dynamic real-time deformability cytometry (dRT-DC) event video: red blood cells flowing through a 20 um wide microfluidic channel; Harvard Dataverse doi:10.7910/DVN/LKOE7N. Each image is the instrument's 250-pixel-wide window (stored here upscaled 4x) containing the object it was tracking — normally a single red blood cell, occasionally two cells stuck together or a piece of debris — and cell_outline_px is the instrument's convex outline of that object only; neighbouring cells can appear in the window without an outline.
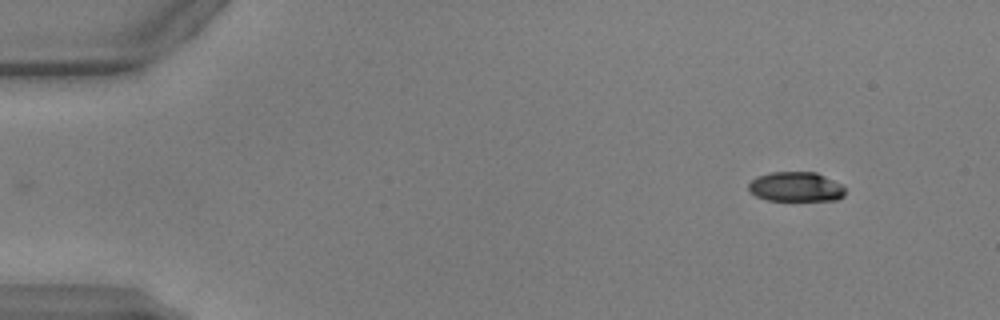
{"species": "common noctule bat (a hibernating species)", "species_latin": "Nyctalus noctula", "temperature_condition": "warm", "stored_images_in_passage": 48, "camera_frame_rate_fps": 3000, "um_per_image_px": 0.085, "animal": {"sex": "male", "body_mass_g": 17.9, "forearm_length_mm": 54.2}, "frame": {"image": 1, "passage_image": 1, "time_ms": 0.0, "image_size_px": [1000, 320], "cell_outline_px": [[844, 196], [836, 200], [768, 200], [756, 196], [748, 192], [748, 184], [756, 176], [768, 172], [816, 172], [840, 184], [844, 188]], "centroid_in_image_um": [67.59, 15.87], "position_along_channel_um": 17.4, "area_um2": 16.7}}
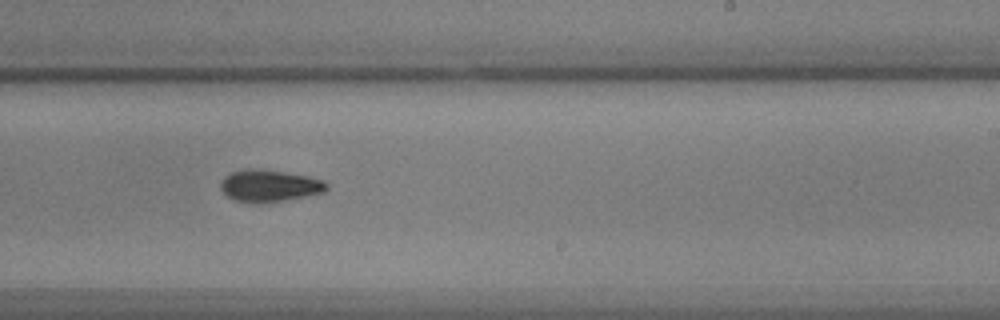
{"frame": {"image": 2, "passage_image": 28, "time_ms": 9.0, "image_size_px": [1000, 320], "cell_outline_px": [[328, 188], [324, 192], [284, 200], [260, 204], [256, 204], [236, 200], [228, 196], [220, 188], [220, 184], [224, 176], [232, 172], [252, 168], [284, 172], [308, 176], [324, 180], [328, 184]], "centroid_in_image_um": [22.9, 15.8], "position_along_channel_um": 266.1, "area_um2": 19.65}}
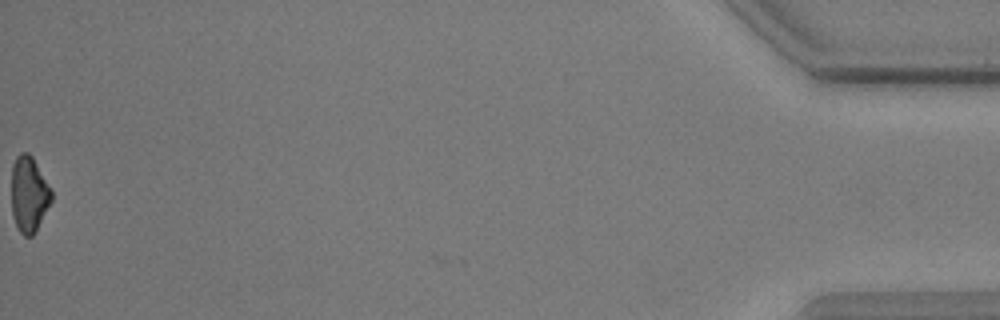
{"frame": {"image": 3, "passage_image": 48, "time_ms": 15.667, "image_size_px": [1000, 320], "cell_outline_px": [[52, 200], [32, 236], [24, 236], [20, 232], [12, 216], [12, 164], [16, 156], [20, 152], [28, 152], [32, 156], [52, 188]], "centroid_in_image_um": [2.46, 16.47], "position_along_channel_um": 432.7, "area_um2": 17.69}, "authors_computed_cell_mechanics": {"area_um2": 18.9873, "velocity_mm_per_s": 3.9313, "shape_relaxation_time_tau1_ms": 3.6285, "shape_relaxation_time_tau2_ms": null, "deformation_change_tau1": 0.1107, "deformation_change_tau2": null}}